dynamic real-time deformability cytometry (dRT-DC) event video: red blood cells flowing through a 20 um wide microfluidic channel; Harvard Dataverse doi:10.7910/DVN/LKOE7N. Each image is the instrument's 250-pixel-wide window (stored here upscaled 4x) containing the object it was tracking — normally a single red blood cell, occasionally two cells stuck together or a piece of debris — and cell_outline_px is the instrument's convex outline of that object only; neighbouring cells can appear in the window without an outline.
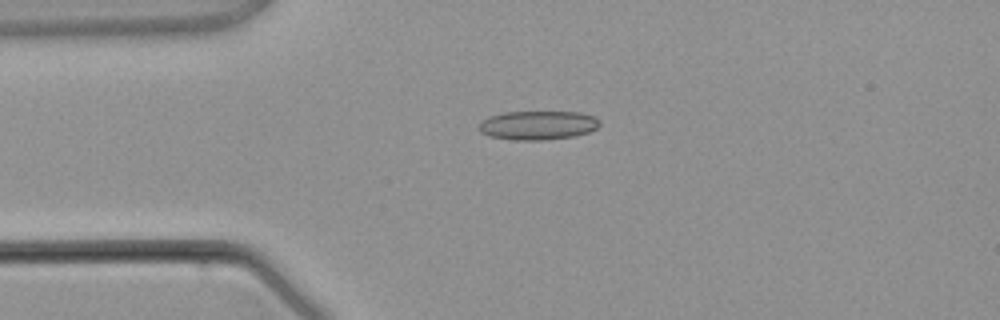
{"species": "common noctule bat (a hibernating species)", "species_latin": "Nyctalus noctula", "temperature_condition": "warm", "stored_images_in_passage": 4, "camera_frame_rate_fps": 3000, "um_per_image_px": 0.085, "animal": {"sex": "male", "body_mass_g": 21.5, "forearm_length_mm": 52.0}, "frame": {"image": 1, "passage_image": 3, "time_ms": 2.667, "image_size_px": [1000, 320], "cell_outline_px": [[600, 124], [596, 128], [588, 132], [572, 136], [540, 140], [512, 140], [488, 136], [480, 132], [480, 124], [488, 116], [504, 112], [580, 112], [596, 116], [600, 120]], "centroid_in_image_um": [45.72, 10.64], "position_along_channel_um": 39.3, "area_um2": 20.35}}